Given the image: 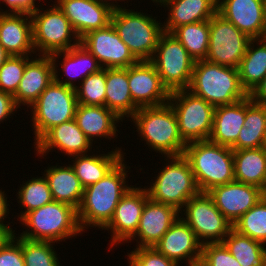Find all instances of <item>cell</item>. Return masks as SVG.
<instances>
[{"label": "cell", "mask_w": 266, "mask_h": 266, "mask_svg": "<svg viewBox=\"0 0 266 266\" xmlns=\"http://www.w3.org/2000/svg\"><path fill=\"white\" fill-rule=\"evenodd\" d=\"M35 145L40 156L49 153L53 148L64 151L68 156L85 155L92 149L91 140L85 136L74 119L53 127Z\"/></svg>", "instance_id": "cb8c5ba5"}, {"label": "cell", "mask_w": 266, "mask_h": 266, "mask_svg": "<svg viewBox=\"0 0 266 266\" xmlns=\"http://www.w3.org/2000/svg\"><path fill=\"white\" fill-rule=\"evenodd\" d=\"M28 55L10 57L0 66V91L14 95L22 79L26 64L30 61Z\"/></svg>", "instance_id": "60d3db41"}, {"label": "cell", "mask_w": 266, "mask_h": 266, "mask_svg": "<svg viewBox=\"0 0 266 266\" xmlns=\"http://www.w3.org/2000/svg\"><path fill=\"white\" fill-rule=\"evenodd\" d=\"M122 158L100 181L86 187L77 216L81 230L86 226L103 228L112 219L115 208L132 186L126 185L127 168ZM92 225V226H91Z\"/></svg>", "instance_id": "6da1fadb"}, {"label": "cell", "mask_w": 266, "mask_h": 266, "mask_svg": "<svg viewBox=\"0 0 266 266\" xmlns=\"http://www.w3.org/2000/svg\"><path fill=\"white\" fill-rule=\"evenodd\" d=\"M57 166L48 167L44 175L53 201L63 202L78 209L83 198L84 188L70 164L67 167Z\"/></svg>", "instance_id": "1f68e13d"}, {"label": "cell", "mask_w": 266, "mask_h": 266, "mask_svg": "<svg viewBox=\"0 0 266 266\" xmlns=\"http://www.w3.org/2000/svg\"><path fill=\"white\" fill-rule=\"evenodd\" d=\"M188 90L214 107L233 104L248 96L241 86L238 68L206 59L195 61Z\"/></svg>", "instance_id": "277c9868"}, {"label": "cell", "mask_w": 266, "mask_h": 266, "mask_svg": "<svg viewBox=\"0 0 266 266\" xmlns=\"http://www.w3.org/2000/svg\"><path fill=\"white\" fill-rule=\"evenodd\" d=\"M234 178L236 181L266 187V147L233 150Z\"/></svg>", "instance_id": "4dcf8cb0"}, {"label": "cell", "mask_w": 266, "mask_h": 266, "mask_svg": "<svg viewBox=\"0 0 266 266\" xmlns=\"http://www.w3.org/2000/svg\"><path fill=\"white\" fill-rule=\"evenodd\" d=\"M55 3H58L79 39L111 23L113 9L97 0H57Z\"/></svg>", "instance_id": "ffe728a7"}, {"label": "cell", "mask_w": 266, "mask_h": 266, "mask_svg": "<svg viewBox=\"0 0 266 266\" xmlns=\"http://www.w3.org/2000/svg\"><path fill=\"white\" fill-rule=\"evenodd\" d=\"M121 149L108 152L101 155H75V163H72L76 176L78 177L81 185L86 187L100 181L107 173L122 159L124 155Z\"/></svg>", "instance_id": "d6a6232c"}, {"label": "cell", "mask_w": 266, "mask_h": 266, "mask_svg": "<svg viewBox=\"0 0 266 266\" xmlns=\"http://www.w3.org/2000/svg\"><path fill=\"white\" fill-rule=\"evenodd\" d=\"M20 204L26 207L25 211H21L19 219L21 220L28 212L38 209L53 201L51 190L47 179L42 176L40 178H31L20 187L17 192Z\"/></svg>", "instance_id": "8d00e7d4"}, {"label": "cell", "mask_w": 266, "mask_h": 266, "mask_svg": "<svg viewBox=\"0 0 266 266\" xmlns=\"http://www.w3.org/2000/svg\"><path fill=\"white\" fill-rule=\"evenodd\" d=\"M222 243L241 266H263L266 263L265 244L239 233L234 228Z\"/></svg>", "instance_id": "e575fe53"}, {"label": "cell", "mask_w": 266, "mask_h": 266, "mask_svg": "<svg viewBox=\"0 0 266 266\" xmlns=\"http://www.w3.org/2000/svg\"><path fill=\"white\" fill-rule=\"evenodd\" d=\"M152 16L120 8L113 10L111 24L119 38L138 61H150L155 53L163 24ZM162 24V25H160Z\"/></svg>", "instance_id": "8992f818"}, {"label": "cell", "mask_w": 266, "mask_h": 266, "mask_svg": "<svg viewBox=\"0 0 266 266\" xmlns=\"http://www.w3.org/2000/svg\"><path fill=\"white\" fill-rule=\"evenodd\" d=\"M78 127L93 143V137H116V123L122 122L114 112L106 106H88L78 104L74 116Z\"/></svg>", "instance_id": "83f0119b"}, {"label": "cell", "mask_w": 266, "mask_h": 266, "mask_svg": "<svg viewBox=\"0 0 266 266\" xmlns=\"http://www.w3.org/2000/svg\"><path fill=\"white\" fill-rule=\"evenodd\" d=\"M256 42L258 47L255 48ZM238 74L242 88L249 95L266 76V38L249 41Z\"/></svg>", "instance_id": "836d02e7"}, {"label": "cell", "mask_w": 266, "mask_h": 266, "mask_svg": "<svg viewBox=\"0 0 266 266\" xmlns=\"http://www.w3.org/2000/svg\"><path fill=\"white\" fill-rule=\"evenodd\" d=\"M106 69L88 75L80 86H76L78 104L105 106Z\"/></svg>", "instance_id": "f35d334b"}, {"label": "cell", "mask_w": 266, "mask_h": 266, "mask_svg": "<svg viewBox=\"0 0 266 266\" xmlns=\"http://www.w3.org/2000/svg\"><path fill=\"white\" fill-rule=\"evenodd\" d=\"M217 12L250 39L266 38V0H219Z\"/></svg>", "instance_id": "e0dca14e"}, {"label": "cell", "mask_w": 266, "mask_h": 266, "mask_svg": "<svg viewBox=\"0 0 266 266\" xmlns=\"http://www.w3.org/2000/svg\"><path fill=\"white\" fill-rule=\"evenodd\" d=\"M200 266H241L222 242L202 245Z\"/></svg>", "instance_id": "b9f144b4"}, {"label": "cell", "mask_w": 266, "mask_h": 266, "mask_svg": "<svg viewBox=\"0 0 266 266\" xmlns=\"http://www.w3.org/2000/svg\"><path fill=\"white\" fill-rule=\"evenodd\" d=\"M249 97L256 103L266 105V76L249 94Z\"/></svg>", "instance_id": "7dc6e473"}, {"label": "cell", "mask_w": 266, "mask_h": 266, "mask_svg": "<svg viewBox=\"0 0 266 266\" xmlns=\"http://www.w3.org/2000/svg\"><path fill=\"white\" fill-rule=\"evenodd\" d=\"M131 118L138 134L151 149L165 157L184 154L187 143L179 133L177 116L169 103L141 107Z\"/></svg>", "instance_id": "3957f363"}, {"label": "cell", "mask_w": 266, "mask_h": 266, "mask_svg": "<svg viewBox=\"0 0 266 266\" xmlns=\"http://www.w3.org/2000/svg\"><path fill=\"white\" fill-rule=\"evenodd\" d=\"M184 206L186 219L185 217L182 219L202 244L222 242L233 228L207 192H199Z\"/></svg>", "instance_id": "7c38bea8"}, {"label": "cell", "mask_w": 266, "mask_h": 266, "mask_svg": "<svg viewBox=\"0 0 266 266\" xmlns=\"http://www.w3.org/2000/svg\"><path fill=\"white\" fill-rule=\"evenodd\" d=\"M6 3V5L10 8L9 12H1L0 13H29L34 12L38 7H35L36 0H0ZM1 9V8H0Z\"/></svg>", "instance_id": "f6af8a7d"}, {"label": "cell", "mask_w": 266, "mask_h": 266, "mask_svg": "<svg viewBox=\"0 0 266 266\" xmlns=\"http://www.w3.org/2000/svg\"><path fill=\"white\" fill-rule=\"evenodd\" d=\"M54 242L34 241L20 237L25 266H60Z\"/></svg>", "instance_id": "ab89813d"}, {"label": "cell", "mask_w": 266, "mask_h": 266, "mask_svg": "<svg viewBox=\"0 0 266 266\" xmlns=\"http://www.w3.org/2000/svg\"><path fill=\"white\" fill-rule=\"evenodd\" d=\"M209 32L206 60L238 68L251 39L218 12L209 20Z\"/></svg>", "instance_id": "4fadbf2b"}, {"label": "cell", "mask_w": 266, "mask_h": 266, "mask_svg": "<svg viewBox=\"0 0 266 266\" xmlns=\"http://www.w3.org/2000/svg\"><path fill=\"white\" fill-rule=\"evenodd\" d=\"M99 3H102V4H105V5H108L110 6L113 10H116V9H120L121 7L117 4H113L111 2H108V1H112V0H97ZM115 1V0H113ZM116 3H117V0H116Z\"/></svg>", "instance_id": "816d5d0a"}, {"label": "cell", "mask_w": 266, "mask_h": 266, "mask_svg": "<svg viewBox=\"0 0 266 266\" xmlns=\"http://www.w3.org/2000/svg\"><path fill=\"white\" fill-rule=\"evenodd\" d=\"M150 62L169 92L189 88L195 60L172 33L160 35Z\"/></svg>", "instance_id": "9c48e42d"}, {"label": "cell", "mask_w": 266, "mask_h": 266, "mask_svg": "<svg viewBox=\"0 0 266 266\" xmlns=\"http://www.w3.org/2000/svg\"><path fill=\"white\" fill-rule=\"evenodd\" d=\"M105 106L120 119L132 117L139 109L128 84V68H106Z\"/></svg>", "instance_id": "f1b7e54d"}, {"label": "cell", "mask_w": 266, "mask_h": 266, "mask_svg": "<svg viewBox=\"0 0 266 266\" xmlns=\"http://www.w3.org/2000/svg\"><path fill=\"white\" fill-rule=\"evenodd\" d=\"M52 7L44 12L37 8L30 14L33 47L34 50L37 49L38 52H41L39 55L50 56L56 52L66 51L80 43V39L63 11L57 4ZM71 35L75 38V40L73 38L74 44L71 43Z\"/></svg>", "instance_id": "30bf717a"}, {"label": "cell", "mask_w": 266, "mask_h": 266, "mask_svg": "<svg viewBox=\"0 0 266 266\" xmlns=\"http://www.w3.org/2000/svg\"><path fill=\"white\" fill-rule=\"evenodd\" d=\"M5 198L4 192L0 190V224H4V217L7 218L6 216L9 214V208L7 207L10 205L7 203V198Z\"/></svg>", "instance_id": "681fc988"}, {"label": "cell", "mask_w": 266, "mask_h": 266, "mask_svg": "<svg viewBox=\"0 0 266 266\" xmlns=\"http://www.w3.org/2000/svg\"><path fill=\"white\" fill-rule=\"evenodd\" d=\"M6 225L7 224H0V248L10 241L15 235V231H12L13 229Z\"/></svg>", "instance_id": "c3c4849f"}, {"label": "cell", "mask_w": 266, "mask_h": 266, "mask_svg": "<svg viewBox=\"0 0 266 266\" xmlns=\"http://www.w3.org/2000/svg\"><path fill=\"white\" fill-rule=\"evenodd\" d=\"M266 147V105L245 98V121L233 150Z\"/></svg>", "instance_id": "f546056e"}, {"label": "cell", "mask_w": 266, "mask_h": 266, "mask_svg": "<svg viewBox=\"0 0 266 266\" xmlns=\"http://www.w3.org/2000/svg\"><path fill=\"white\" fill-rule=\"evenodd\" d=\"M193 171L200 192L234 181V159L231 147L210 140L187 143L183 154Z\"/></svg>", "instance_id": "7a4b0ae2"}, {"label": "cell", "mask_w": 266, "mask_h": 266, "mask_svg": "<svg viewBox=\"0 0 266 266\" xmlns=\"http://www.w3.org/2000/svg\"><path fill=\"white\" fill-rule=\"evenodd\" d=\"M128 84L132 100L138 108L161 106L169 101L170 92L150 61H138L128 67Z\"/></svg>", "instance_id": "9a60e30c"}, {"label": "cell", "mask_w": 266, "mask_h": 266, "mask_svg": "<svg viewBox=\"0 0 266 266\" xmlns=\"http://www.w3.org/2000/svg\"><path fill=\"white\" fill-rule=\"evenodd\" d=\"M17 238L14 235L10 241L0 248V266H25L20 237Z\"/></svg>", "instance_id": "ee69618b"}, {"label": "cell", "mask_w": 266, "mask_h": 266, "mask_svg": "<svg viewBox=\"0 0 266 266\" xmlns=\"http://www.w3.org/2000/svg\"><path fill=\"white\" fill-rule=\"evenodd\" d=\"M80 43L105 69L128 68L138 62L111 23L104 28L88 32L80 39Z\"/></svg>", "instance_id": "5bb4252c"}, {"label": "cell", "mask_w": 266, "mask_h": 266, "mask_svg": "<svg viewBox=\"0 0 266 266\" xmlns=\"http://www.w3.org/2000/svg\"><path fill=\"white\" fill-rule=\"evenodd\" d=\"M168 103L174 109L179 133L186 143L209 140L215 107L188 89L170 92Z\"/></svg>", "instance_id": "8fae6325"}, {"label": "cell", "mask_w": 266, "mask_h": 266, "mask_svg": "<svg viewBox=\"0 0 266 266\" xmlns=\"http://www.w3.org/2000/svg\"><path fill=\"white\" fill-rule=\"evenodd\" d=\"M170 12L163 31L171 33L175 28L189 23L210 20L217 13V0H157Z\"/></svg>", "instance_id": "d4e9b609"}, {"label": "cell", "mask_w": 266, "mask_h": 266, "mask_svg": "<svg viewBox=\"0 0 266 266\" xmlns=\"http://www.w3.org/2000/svg\"><path fill=\"white\" fill-rule=\"evenodd\" d=\"M54 80V65L50 56L39 55L31 59L23 72L22 79L16 93L13 95L18 108L23 104L32 106L40 94Z\"/></svg>", "instance_id": "7402d4cb"}, {"label": "cell", "mask_w": 266, "mask_h": 266, "mask_svg": "<svg viewBox=\"0 0 266 266\" xmlns=\"http://www.w3.org/2000/svg\"><path fill=\"white\" fill-rule=\"evenodd\" d=\"M207 193L232 225L264 197L259 187L236 180L215 186Z\"/></svg>", "instance_id": "2e32d148"}, {"label": "cell", "mask_w": 266, "mask_h": 266, "mask_svg": "<svg viewBox=\"0 0 266 266\" xmlns=\"http://www.w3.org/2000/svg\"><path fill=\"white\" fill-rule=\"evenodd\" d=\"M148 199L149 195L145 187L143 189L133 186L122 197L115 208L112 219L103 228L105 230L111 229V247L114 244L128 241L136 233L143 208Z\"/></svg>", "instance_id": "d6986e66"}, {"label": "cell", "mask_w": 266, "mask_h": 266, "mask_svg": "<svg viewBox=\"0 0 266 266\" xmlns=\"http://www.w3.org/2000/svg\"><path fill=\"white\" fill-rule=\"evenodd\" d=\"M129 266H179L154 247L135 248L127 255Z\"/></svg>", "instance_id": "7bdbcfd3"}, {"label": "cell", "mask_w": 266, "mask_h": 266, "mask_svg": "<svg viewBox=\"0 0 266 266\" xmlns=\"http://www.w3.org/2000/svg\"><path fill=\"white\" fill-rule=\"evenodd\" d=\"M63 60L61 67L65 75L70 79L64 81L58 78V72L56 68V60L59 56H62ZM53 65H54V80L65 86L76 88L73 84V78L80 77V80H84L88 75L98 72L102 67L98 63L97 59L86 49L84 45L79 43L78 45L61 52H56L50 55ZM76 70V71H75ZM78 76V77H77ZM72 78V79H71Z\"/></svg>", "instance_id": "4316f807"}, {"label": "cell", "mask_w": 266, "mask_h": 266, "mask_svg": "<svg viewBox=\"0 0 266 266\" xmlns=\"http://www.w3.org/2000/svg\"><path fill=\"white\" fill-rule=\"evenodd\" d=\"M10 57V54L0 44V66Z\"/></svg>", "instance_id": "f907efd6"}, {"label": "cell", "mask_w": 266, "mask_h": 266, "mask_svg": "<svg viewBox=\"0 0 266 266\" xmlns=\"http://www.w3.org/2000/svg\"><path fill=\"white\" fill-rule=\"evenodd\" d=\"M239 233L266 244V196L233 225Z\"/></svg>", "instance_id": "74e56055"}, {"label": "cell", "mask_w": 266, "mask_h": 266, "mask_svg": "<svg viewBox=\"0 0 266 266\" xmlns=\"http://www.w3.org/2000/svg\"><path fill=\"white\" fill-rule=\"evenodd\" d=\"M27 229L20 237L34 241L60 242L81 234L77 209L73 206L52 201L28 212L21 220Z\"/></svg>", "instance_id": "5b68a950"}, {"label": "cell", "mask_w": 266, "mask_h": 266, "mask_svg": "<svg viewBox=\"0 0 266 266\" xmlns=\"http://www.w3.org/2000/svg\"><path fill=\"white\" fill-rule=\"evenodd\" d=\"M245 121V98L233 104L215 107L213 126L209 140L232 147Z\"/></svg>", "instance_id": "484cf974"}, {"label": "cell", "mask_w": 266, "mask_h": 266, "mask_svg": "<svg viewBox=\"0 0 266 266\" xmlns=\"http://www.w3.org/2000/svg\"><path fill=\"white\" fill-rule=\"evenodd\" d=\"M169 159L171 161L146 190L151 200L172 205L182 214L184 205L200 191L187 158L184 155L167 156L166 161Z\"/></svg>", "instance_id": "52a82bcc"}, {"label": "cell", "mask_w": 266, "mask_h": 266, "mask_svg": "<svg viewBox=\"0 0 266 266\" xmlns=\"http://www.w3.org/2000/svg\"><path fill=\"white\" fill-rule=\"evenodd\" d=\"M195 60H205L209 48V20L189 23L171 32Z\"/></svg>", "instance_id": "d590c367"}, {"label": "cell", "mask_w": 266, "mask_h": 266, "mask_svg": "<svg viewBox=\"0 0 266 266\" xmlns=\"http://www.w3.org/2000/svg\"><path fill=\"white\" fill-rule=\"evenodd\" d=\"M179 213L174 206L158 203L149 198L143 208L138 229L129 241L138 236L140 241L136 248L154 247L179 218Z\"/></svg>", "instance_id": "44dd1931"}, {"label": "cell", "mask_w": 266, "mask_h": 266, "mask_svg": "<svg viewBox=\"0 0 266 266\" xmlns=\"http://www.w3.org/2000/svg\"><path fill=\"white\" fill-rule=\"evenodd\" d=\"M0 44L10 55L30 56L31 52H37L29 13H0Z\"/></svg>", "instance_id": "603a6c76"}, {"label": "cell", "mask_w": 266, "mask_h": 266, "mask_svg": "<svg viewBox=\"0 0 266 266\" xmlns=\"http://www.w3.org/2000/svg\"><path fill=\"white\" fill-rule=\"evenodd\" d=\"M202 245L194 231L180 216L154 248L177 265L181 260H185L188 266H195L200 264Z\"/></svg>", "instance_id": "ac0fdd59"}, {"label": "cell", "mask_w": 266, "mask_h": 266, "mask_svg": "<svg viewBox=\"0 0 266 266\" xmlns=\"http://www.w3.org/2000/svg\"><path fill=\"white\" fill-rule=\"evenodd\" d=\"M78 100L76 91L55 80L31 106L35 144L53 127L74 119Z\"/></svg>", "instance_id": "ba28073f"}, {"label": "cell", "mask_w": 266, "mask_h": 266, "mask_svg": "<svg viewBox=\"0 0 266 266\" xmlns=\"http://www.w3.org/2000/svg\"><path fill=\"white\" fill-rule=\"evenodd\" d=\"M17 108L13 95L0 91V122L11 116Z\"/></svg>", "instance_id": "bcb514c9"}]
</instances>
